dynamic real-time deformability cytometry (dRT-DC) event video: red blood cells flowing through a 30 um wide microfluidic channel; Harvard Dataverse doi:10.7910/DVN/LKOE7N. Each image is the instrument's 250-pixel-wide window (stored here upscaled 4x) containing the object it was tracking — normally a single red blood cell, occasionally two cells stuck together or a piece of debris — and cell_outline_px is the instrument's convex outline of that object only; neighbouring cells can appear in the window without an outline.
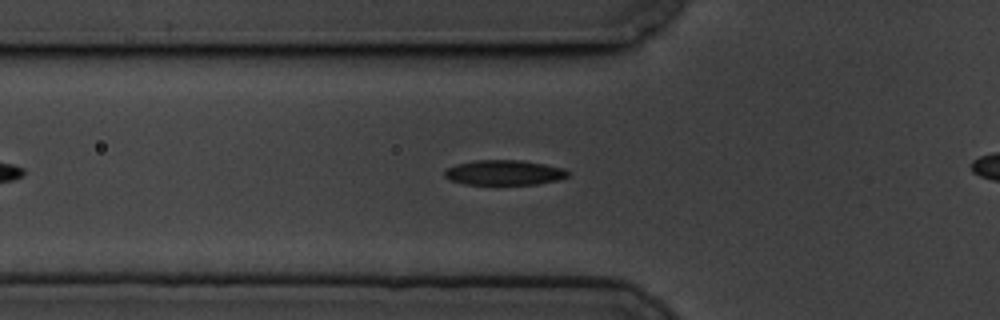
{"species": "common noctule bat (a hibernating species)", "species_latin": "Nyctalus noctula", "temperature_condition": "cold", "stored_images_in_passage": 42, "camera_frame_rate_fps": 3000, "um_per_image_px": 0.085, "animal": {"sex": "male", "body_mass_g": 19.5, "forearm_length_mm": 54.6}, "frame": {"image": 1, "passage_image": 11, "time_ms": 3.333, "image_size_px": [1000, 320], "cell_outline_px": [[568, 176], [560, 180], [536, 184], [464, 184], [448, 180], [444, 176], [444, 168], [456, 164], [476, 160], [524, 160], [564, 168], [568, 172]], "centroid_in_image_um": [42.82, 14.67], "position_along_channel_um": 83.0, "area_um2": 18.15}}
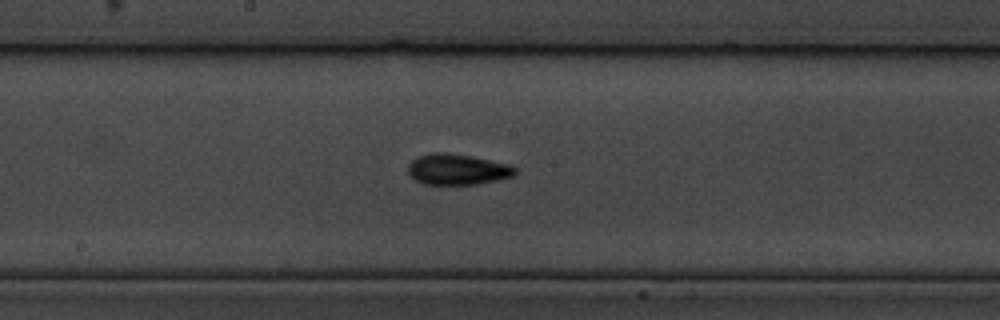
{"frame": {"image": 2, "passage_image": 22, "time_ms": 7.0, "image_size_px": [1000, 320], "cell_outline_px": [[516, 172], [512, 176], [500, 180], [476, 184], [424, 184], [416, 180], [408, 172], [408, 164], [412, 160], [420, 156], [432, 152], [448, 152], [472, 156], [508, 164], [516, 168]], "centroid_in_image_um": [38.88, 14.39], "position_along_channel_um": 209.3, "area_um2": 19.19}}
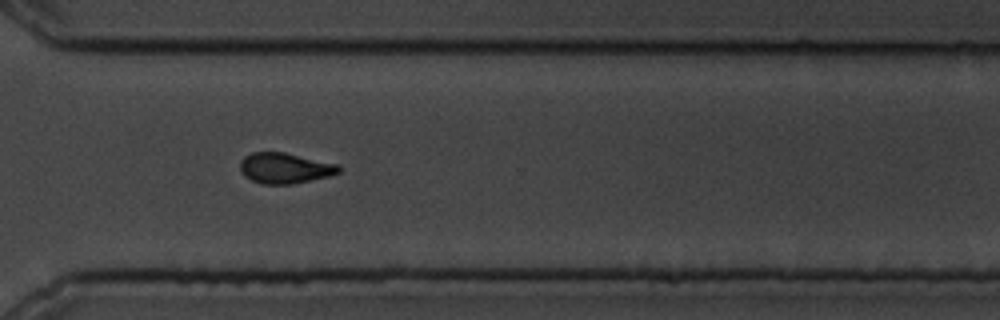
{"frame": {"image": 3, "passage_image": 34, "time_ms": 11.0, "image_size_px": [1000, 320], "cell_outline_px": [[340, 172], [328, 176], [292, 184], [260, 184], [244, 176], [240, 168], [240, 160], [244, 156], [252, 152], [284, 152], [340, 164]], "centroid_in_image_um": [24.2, 14.28], "position_along_channel_um": 346.4, "area_um2": 17.69}}